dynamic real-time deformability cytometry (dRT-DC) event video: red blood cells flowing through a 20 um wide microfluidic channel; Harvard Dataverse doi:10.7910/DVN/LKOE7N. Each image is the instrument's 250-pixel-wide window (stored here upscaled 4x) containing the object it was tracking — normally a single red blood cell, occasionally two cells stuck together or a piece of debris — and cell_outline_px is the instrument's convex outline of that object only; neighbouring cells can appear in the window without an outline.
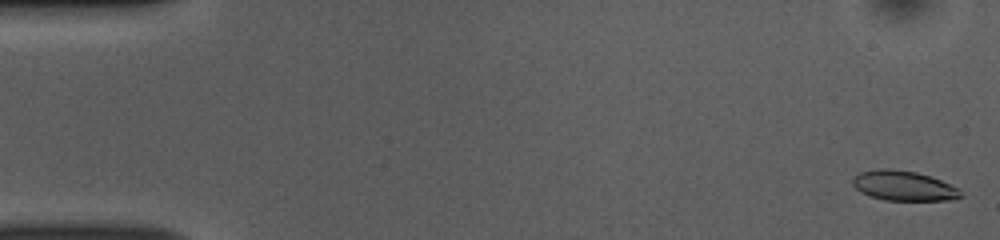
{"species": "common noctule bat (a hibernating species)", "species_latin": "Nyctalus noctula", "temperature_condition": "room temperature", "stored_images_in_passage": 52, "camera_frame_rate_fps": 3000, "um_per_image_px": 0.085, "animal": {"sex": "female", "body_mass_g": 10.0, "forearm_length_mm": 53.1}, "frame": {"image": 1, "passage_image": 1, "time_ms": 0.0, "image_size_px": [1000, 240], "cell_outline_px": [[964, 196], [948, 200], [884, 200], [860, 192], [852, 184], [852, 176], [860, 172], [880, 168], [892, 168], [916, 172], [932, 176], [960, 188]], "centroid_in_image_um": [76.82, 15.77], "position_along_channel_um": 8.2, "area_um2": 19.07}}
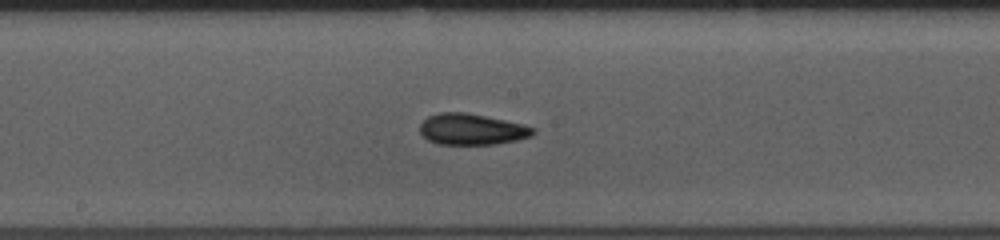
{"frame": {"image": 2, "passage_image": 27, "time_ms": 8.667, "image_size_px": [1000, 240], "cell_outline_px": [[536, 132], [532, 136], [516, 140], [496, 144], [436, 144], [428, 140], [420, 132], [420, 124], [428, 116], [440, 112], [464, 112], [504, 120], [536, 128]], "centroid_in_image_um": [40.09, 10.99], "position_along_channel_um": 208.1, "area_um2": 20.4}}
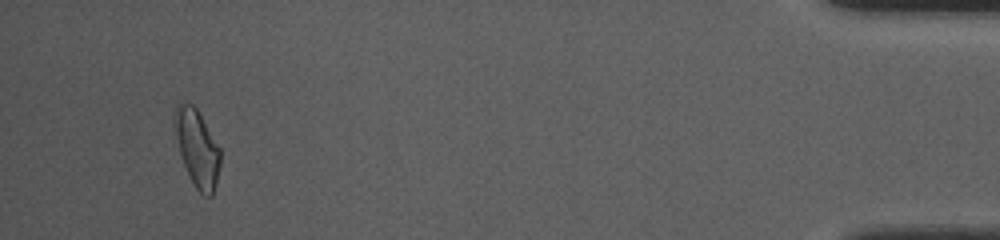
{"frame": {"image": 3, "passage_image": 49, "time_ms": 16.0, "image_size_px": [1000, 240], "cell_outline_px": [[220, 164], [212, 196], [204, 196], [196, 188], [184, 164], [180, 152], [172, 116], [176, 104], [192, 104], [196, 108], [220, 148]], "centroid_in_image_um": [16.75, 12.57], "position_along_channel_um": 418.5, "area_um2": 19.94}, "authors_computed_cell_mechanics": {"area_um2": 19.652, "velocity_mm_per_s": 3.8529, "shape_relaxation_time_tau1_ms": 3.8513, "shape_relaxation_time_tau2_ms": 2.7461, "deformation_change_tau1": 0.1566, "deformation_change_tau2": 0.1084}}